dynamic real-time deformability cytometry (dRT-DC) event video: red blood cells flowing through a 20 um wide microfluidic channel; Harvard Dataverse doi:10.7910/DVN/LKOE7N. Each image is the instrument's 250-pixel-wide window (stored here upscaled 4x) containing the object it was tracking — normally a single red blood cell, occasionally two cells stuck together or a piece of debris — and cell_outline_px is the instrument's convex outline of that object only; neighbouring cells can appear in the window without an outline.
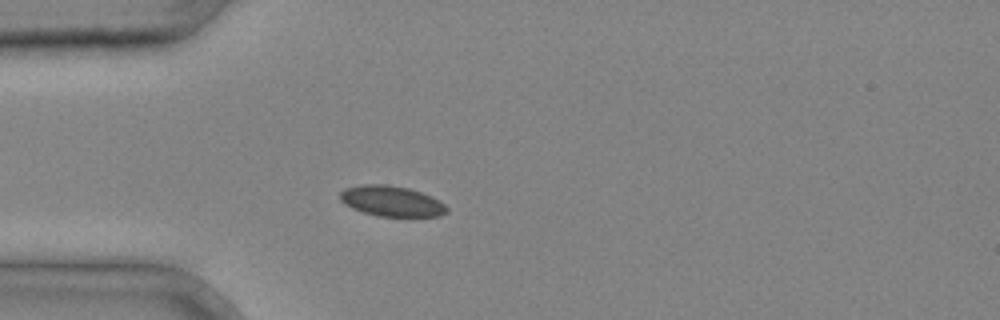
{"species": "common noctule bat (a hibernating species)", "species_latin": "Nyctalus noctula", "temperature_condition": "cold", "stored_images_in_passage": 2, "camera_frame_rate_fps": 3000, "um_per_image_px": 0.085, "animal": {"sex": "male", "body_mass_g": 20.4}, "frame": {"image": 1, "passage_image": 2, "time_ms": 0.333, "image_size_px": [1000, 320], "cell_outline_px": [[448, 212], [440, 216], [380, 216], [364, 212], [352, 208], [344, 204], [340, 200], [340, 192], [344, 188], [360, 184], [384, 184], [408, 188], [432, 196], [440, 200], [448, 208]], "centroid_in_image_um": [33.28, 17.09], "position_along_channel_um": 51.7, "area_um2": 19.02}}